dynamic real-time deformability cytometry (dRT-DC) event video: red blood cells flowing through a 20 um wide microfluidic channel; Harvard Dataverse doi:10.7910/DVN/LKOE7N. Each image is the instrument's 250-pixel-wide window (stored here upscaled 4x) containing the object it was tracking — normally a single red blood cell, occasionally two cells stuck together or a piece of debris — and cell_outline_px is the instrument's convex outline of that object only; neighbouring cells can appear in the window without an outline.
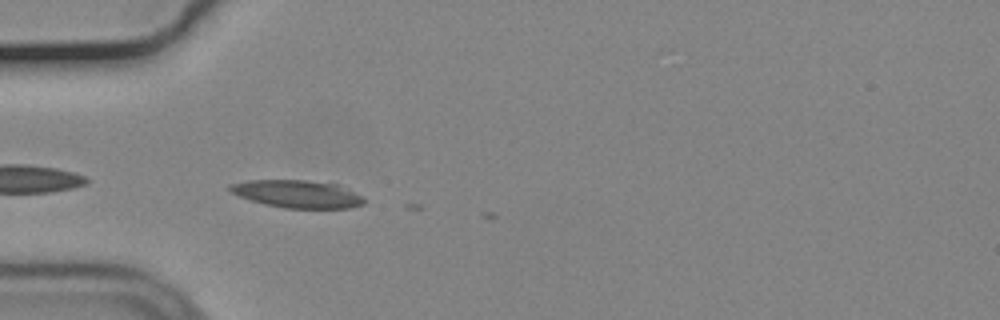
{"species": "common noctule bat (a hibernating species)", "species_latin": "Nyctalus noctula", "temperature_condition": "cold", "stored_images_in_passage": 6, "camera_frame_rate_fps": 3000, "um_per_image_px": 0.085, "animal": {"sex": "male", "body_mass_g": 19.2, "forearm_length_mm": 51.8}, "frame": {"image": 1, "passage_image": 2, "time_ms": 0.333, "image_size_px": [1000, 320], "cell_outline_px": [[368, 200], [364, 204], [352, 208], [284, 208], [264, 204], [240, 196], [232, 192], [228, 188], [228, 184], [248, 180], [304, 180], [336, 184], [348, 188]], "centroid_in_image_um": [25.31, 16.49], "position_along_channel_um": 59.7, "area_um2": 21.68}}